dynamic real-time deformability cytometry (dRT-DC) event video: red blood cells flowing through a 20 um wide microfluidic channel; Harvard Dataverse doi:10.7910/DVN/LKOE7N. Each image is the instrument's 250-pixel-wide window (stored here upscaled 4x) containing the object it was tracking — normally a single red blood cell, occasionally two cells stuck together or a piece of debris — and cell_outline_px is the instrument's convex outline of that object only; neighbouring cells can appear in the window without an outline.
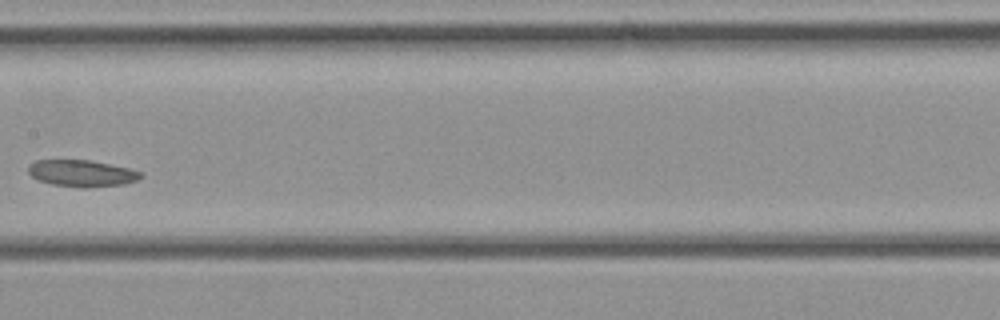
{"species": "common noctule bat (a hibernating species)", "species_latin": "Nyctalus noctula", "temperature_condition": "cold", "stored_images_in_passage": 33, "camera_frame_rate_fps": 3000, "um_per_image_px": 0.085, "animal": {"sex": "female", "body_mass_g": 21.9}, "frame": {"image": 1, "passage_image": 15, "time_ms": 4.667, "image_size_px": [1000, 320], "cell_outline_px": [[144, 176], [136, 180], [124, 184], [88, 188], [84, 188], [52, 184], [36, 180], [28, 172], [28, 164], [36, 160], [88, 160], [128, 168], [144, 172]], "centroid_in_image_um": [6.95, 14.74], "position_along_channel_um": 200.5, "area_um2": 17.57}}
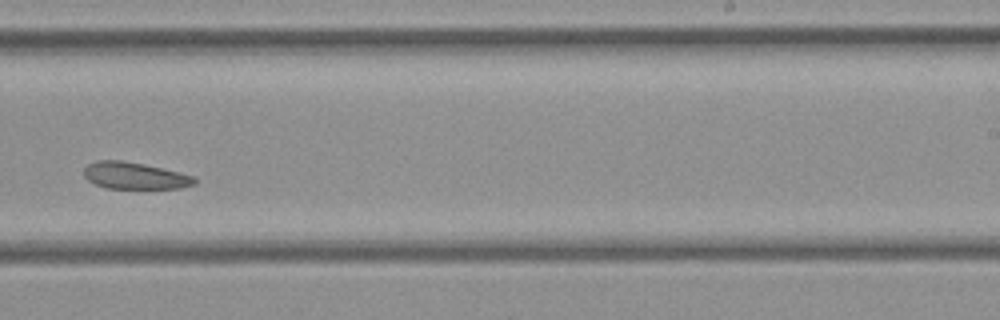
{"frame": {"image": 2, "passage_image": 19, "time_ms": 6.0, "image_size_px": [1000, 320], "cell_outline_px": [[196, 184], [180, 188], [108, 188], [96, 184], [88, 180], [84, 176], [84, 168], [88, 164], [96, 160], [120, 160], [144, 164], [196, 176]], "centroid_in_image_um": [11.47, 14.93], "position_along_channel_um": 277.5, "area_um2": 17.22}}
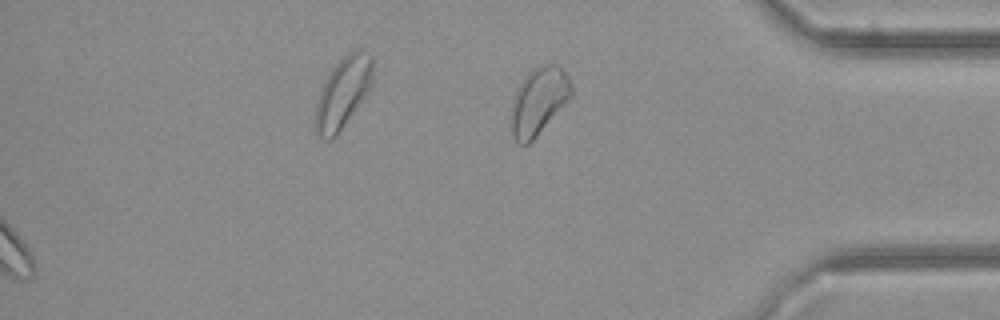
{"frame": {"image": 3, "passage_image": 33, "time_ms": 10.667, "image_size_px": [1000, 320], "cell_outline_px": [[572, 96], [536, 136], [528, 144], [520, 144], [512, 136], [508, 116], [516, 88], [524, 76], [532, 68], [540, 64], [556, 64], [568, 76], [572, 88]], "centroid_in_image_um": [45.73, 8.58], "position_along_channel_um": 389.5, "area_um2": 23.87}}